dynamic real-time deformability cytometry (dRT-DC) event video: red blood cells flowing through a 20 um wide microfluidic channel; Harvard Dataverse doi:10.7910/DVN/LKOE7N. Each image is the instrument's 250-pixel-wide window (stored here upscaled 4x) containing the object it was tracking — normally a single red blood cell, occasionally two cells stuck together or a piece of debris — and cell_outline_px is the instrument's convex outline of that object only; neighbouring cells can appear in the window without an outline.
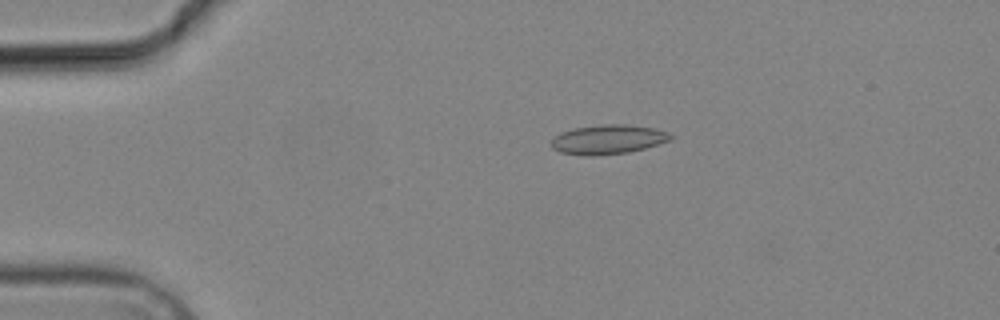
{"species": "common noctule bat (a hibernating species)", "species_latin": "Nyctalus noctula", "temperature_condition": "cold", "stored_images_in_passage": 8, "camera_frame_rate_fps": 3000, "um_per_image_px": 0.085, "animal": {"sex": "male", "body_mass_g": 19.2, "forearm_length_mm": 51.8}, "frame": {"image": 1, "passage_image": 3, "time_ms": 3.333, "image_size_px": [1000, 320], "cell_outline_px": [[672, 140], [644, 148], [628, 152], [592, 156], [588, 156], [560, 152], [552, 148], [552, 140], [560, 132], [572, 128], [604, 124], [624, 124], [656, 128], [668, 132], [672, 136]], "centroid_in_image_um": [51.69, 11.84], "position_along_channel_um": 33.3, "area_um2": 20.4}}
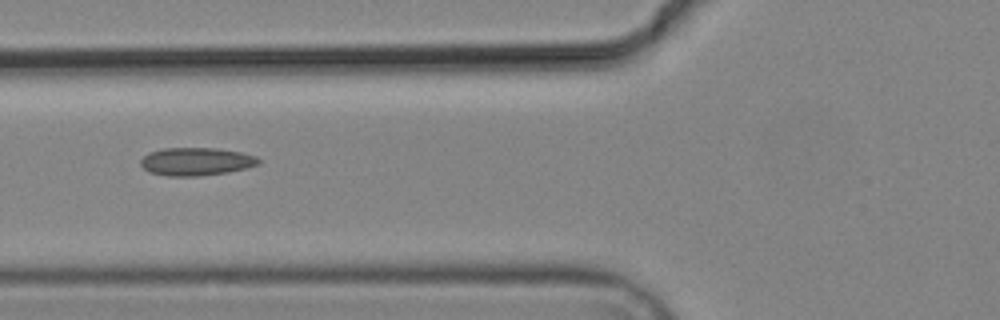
{"frame": {"image": 2, "passage_image": 6, "time_ms": 6.667, "image_size_px": [1000, 320], "cell_outline_px": [[260, 164], [228, 172], [200, 176], [168, 176], [148, 172], [140, 164], [140, 160], [148, 152], [164, 148], [216, 148], [240, 152], [256, 156], [260, 160]], "centroid_in_image_um": [16.65, 13.73], "position_along_channel_um": 109.2, "area_um2": 19.25}}
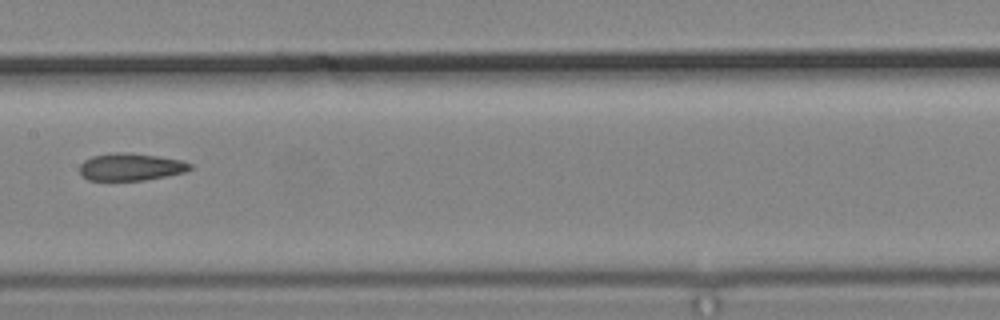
{"frame": {"image": 3, "passage_image": 8, "time_ms": 9.0, "image_size_px": [1000, 320], "cell_outline_px": [[192, 168], [184, 172], [168, 176], [144, 180], [88, 180], [80, 172], [80, 164], [84, 160], [92, 156], [112, 152], [124, 152], [156, 156], [180, 160], [192, 164]], "centroid_in_image_um": [11.1, 14.18], "position_along_channel_um": 196.3, "area_um2": 17.51}}